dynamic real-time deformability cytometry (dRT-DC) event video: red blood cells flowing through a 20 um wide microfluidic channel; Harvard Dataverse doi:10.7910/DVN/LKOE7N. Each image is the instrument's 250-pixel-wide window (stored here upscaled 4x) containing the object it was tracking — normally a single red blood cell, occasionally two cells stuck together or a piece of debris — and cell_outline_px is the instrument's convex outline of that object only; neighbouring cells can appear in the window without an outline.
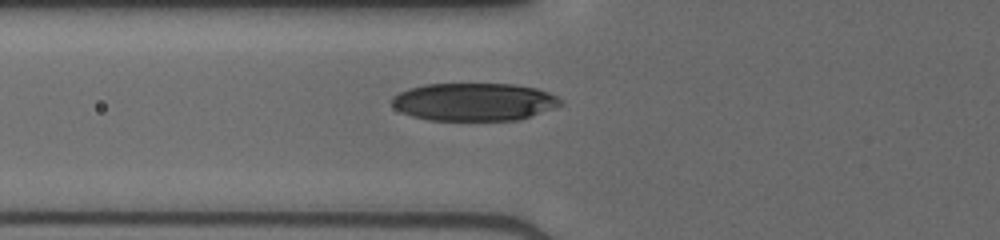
{"species": "human", "species_latin": "Homo sapiens", "temperature_condition": "cold", "stored_images_in_passage": 32, "camera_frame_rate_fps": 3000, "um_per_image_px": 0.085, "donor": {"sex": "male"}, "frame": {"image": 1, "passage_image": 2, "time_ms": 0.333, "image_size_px": [1000, 240], "cell_outline_px": [[564, 104], [520, 120], [428, 120], [412, 116], [400, 112], [392, 104], [392, 96], [408, 88], [424, 84], [516, 84], [536, 88], [548, 92], [564, 100]], "centroid_in_image_um": [40.31, 8.66], "position_along_channel_um": 85.5, "area_um2": 37.4}}
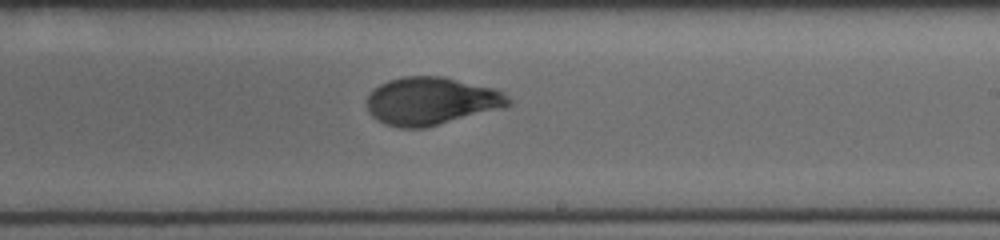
{"frame": {"image": 2, "passage_image": 14, "time_ms": 4.333, "image_size_px": [1000, 240], "cell_outline_px": [[512, 104], [424, 128], [400, 128], [384, 124], [372, 116], [368, 112], [368, 96], [380, 84], [388, 80], [404, 76], [444, 76], [492, 88], [504, 92], [512, 100]], "centroid_in_image_um": [36.62, 8.58], "position_along_channel_um": 252.4, "area_um2": 38.9}}
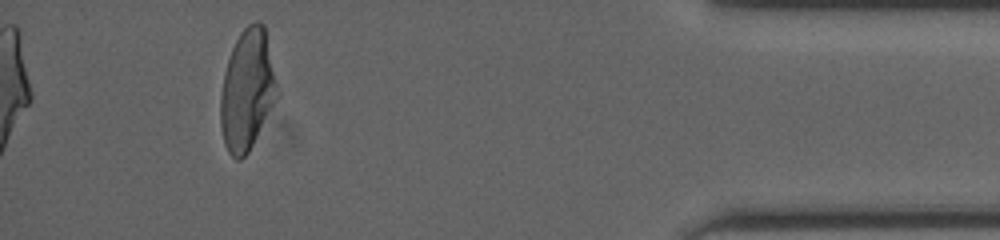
{"frame": {"image": 3, "passage_image": 29, "time_ms": 9.333, "image_size_px": [1000, 240], "cell_outline_px": [[280, 96], [248, 152], [240, 160], [236, 160], [228, 152], [224, 144], [220, 124], [220, 96], [224, 72], [232, 48], [240, 32], [248, 24], [256, 20], [264, 24], [280, 92]], "centroid_in_image_um": [21.04, 7.65], "position_along_channel_um": 414.2, "area_um2": 40.4}}